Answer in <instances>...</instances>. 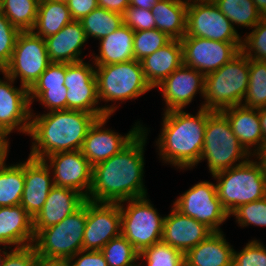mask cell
I'll use <instances>...</instances> for the list:
<instances>
[{"label":"cell","mask_w":266,"mask_h":266,"mask_svg":"<svg viewBox=\"0 0 266 266\" xmlns=\"http://www.w3.org/2000/svg\"><path fill=\"white\" fill-rule=\"evenodd\" d=\"M144 129L119 153L93 166L92 185L86 200L122 203L147 195L142 181L147 136Z\"/></svg>","instance_id":"obj_1"},{"label":"cell","mask_w":266,"mask_h":266,"mask_svg":"<svg viewBox=\"0 0 266 266\" xmlns=\"http://www.w3.org/2000/svg\"><path fill=\"white\" fill-rule=\"evenodd\" d=\"M98 117L78 110H54L31 119L29 134L35 142L30 157L80 150L89 128Z\"/></svg>","instance_id":"obj_2"},{"label":"cell","mask_w":266,"mask_h":266,"mask_svg":"<svg viewBox=\"0 0 266 266\" xmlns=\"http://www.w3.org/2000/svg\"><path fill=\"white\" fill-rule=\"evenodd\" d=\"M158 147L165 162L180 169L192 168L200 162L207 124V109L200 108L196 116L183 110L164 113Z\"/></svg>","instance_id":"obj_3"},{"label":"cell","mask_w":266,"mask_h":266,"mask_svg":"<svg viewBox=\"0 0 266 266\" xmlns=\"http://www.w3.org/2000/svg\"><path fill=\"white\" fill-rule=\"evenodd\" d=\"M250 58L240 51L220 69L205 75L202 108L221 111L241 105L249 84Z\"/></svg>","instance_id":"obj_4"},{"label":"cell","mask_w":266,"mask_h":266,"mask_svg":"<svg viewBox=\"0 0 266 266\" xmlns=\"http://www.w3.org/2000/svg\"><path fill=\"white\" fill-rule=\"evenodd\" d=\"M213 177L218 179V198L229 215L240 205L266 196V177L257 161H239V164L217 172Z\"/></svg>","instance_id":"obj_5"},{"label":"cell","mask_w":266,"mask_h":266,"mask_svg":"<svg viewBox=\"0 0 266 266\" xmlns=\"http://www.w3.org/2000/svg\"><path fill=\"white\" fill-rule=\"evenodd\" d=\"M87 220V200L73 214L58 224L42 229L33 243L39 257L68 260L83 250Z\"/></svg>","instance_id":"obj_6"},{"label":"cell","mask_w":266,"mask_h":266,"mask_svg":"<svg viewBox=\"0 0 266 266\" xmlns=\"http://www.w3.org/2000/svg\"><path fill=\"white\" fill-rule=\"evenodd\" d=\"M245 148L234 135L227 117L221 111L207 109V124L204 133V146L200 161L207 159L210 173L232 168L233 164L249 158ZM248 156V158H247Z\"/></svg>","instance_id":"obj_7"},{"label":"cell","mask_w":266,"mask_h":266,"mask_svg":"<svg viewBox=\"0 0 266 266\" xmlns=\"http://www.w3.org/2000/svg\"><path fill=\"white\" fill-rule=\"evenodd\" d=\"M95 75L98 100L124 101L134 99L152 89L144 76L141 62L135 59L117 64L96 66Z\"/></svg>","instance_id":"obj_8"},{"label":"cell","mask_w":266,"mask_h":266,"mask_svg":"<svg viewBox=\"0 0 266 266\" xmlns=\"http://www.w3.org/2000/svg\"><path fill=\"white\" fill-rule=\"evenodd\" d=\"M147 197L134 198L126 208L120 203L121 235L140 253L162 240L165 217H160ZM126 209V210H125Z\"/></svg>","instance_id":"obj_9"},{"label":"cell","mask_w":266,"mask_h":266,"mask_svg":"<svg viewBox=\"0 0 266 266\" xmlns=\"http://www.w3.org/2000/svg\"><path fill=\"white\" fill-rule=\"evenodd\" d=\"M50 63L45 40L32 31H21L3 72L14 80L20 77L21 85L29 90Z\"/></svg>","instance_id":"obj_10"},{"label":"cell","mask_w":266,"mask_h":266,"mask_svg":"<svg viewBox=\"0 0 266 266\" xmlns=\"http://www.w3.org/2000/svg\"><path fill=\"white\" fill-rule=\"evenodd\" d=\"M188 0L186 35L220 42L242 43L231 21L214 2Z\"/></svg>","instance_id":"obj_11"},{"label":"cell","mask_w":266,"mask_h":266,"mask_svg":"<svg viewBox=\"0 0 266 266\" xmlns=\"http://www.w3.org/2000/svg\"><path fill=\"white\" fill-rule=\"evenodd\" d=\"M64 86L67 88V109L96 115L98 118L110 116L116 107H96L99 103L95 69L83 61L66 63Z\"/></svg>","instance_id":"obj_12"},{"label":"cell","mask_w":266,"mask_h":266,"mask_svg":"<svg viewBox=\"0 0 266 266\" xmlns=\"http://www.w3.org/2000/svg\"><path fill=\"white\" fill-rule=\"evenodd\" d=\"M173 205L180 213L204 223L213 232H220L219 225L230 216L218 198L216 185L207 181L195 184Z\"/></svg>","instance_id":"obj_13"},{"label":"cell","mask_w":266,"mask_h":266,"mask_svg":"<svg viewBox=\"0 0 266 266\" xmlns=\"http://www.w3.org/2000/svg\"><path fill=\"white\" fill-rule=\"evenodd\" d=\"M181 43L183 64L203 75L220 69L241 51L242 46V43L220 42L200 37H183Z\"/></svg>","instance_id":"obj_14"},{"label":"cell","mask_w":266,"mask_h":266,"mask_svg":"<svg viewBox=\"0 0 266 266\" xmlns=\"http://www.w3.org/2000/svg\"><path fill=\"white\" fill-rule=\"evenodd\" d=\"M120 235V203H98L87 200L83 250H101L111 239Z\"/></svg>","instance_id":"obj_15"},{"label":"cell","mask_w":266,"mask_h":266,"mask_svg":"<svg viewBox=\"0 0 266 266\" xmlns=\"http://www.w3.org/2000/svg\"><path fill=\"white\" fill-rule=\"evenodd\" d=\"M53 168V183L58 187H67L76 190L86 199L92 185L93 166L83 156L80 150L58 152L47 156ZM86 188L85 191L83 189Z\"/></svg>","instance_id":"obj_16"},{"label":"cell","mask_w":266,"mask_h":266,"mask_svg":"<svg viewBox=\"0 0 266 266\" xmlns=\"http://www.w3.org/2000/svg\"><path fill=\"white\" fill-rule=\"evenodd\" d=\"M1 72L9 82L0 79V132L9 135L14 129H18L29 134L31 125L29 120L32 116L35 117L29 108L31 105L29 90L22 85L19 89L14 88L11 85L14 79Z\"/></svg>","instance_id":"obj_17"},{"label":"cell","mask_w":266,"mask_h":266,"mask_svg":"<svg viewBox=\"0 0 266 266\" xmlns=\"http://www.w3.org/2000/svg\"><path fill=\"white\" fill-rule=\"evenodd\" d=\"M109 116L98 118L89 128L80 151L92 166L105 161L125 148L143 129L136 124L124 137L112 130L101 129Z\"/></svg>","instance_id":"obj_18"},{"label":"cell","mask_w":266,"mask_h":266,"mask_svg":"<svg viewBox=\"0 0 266 266\" xmlns=\"http://www.w3.org/2000/svg\"><path fill=\"white\" fill-rule=\"evenodd\" d=\"M204 78L198 70L182 64L171 75L165 78L158 86L162 91L167 108L171 110H182L194 98L196 92L204 95ZM198 90V91H197Z\"/></svg>","instance_id":"obj_19"},{"label":"cell","mask_w":266,"mask_h":266,"mask_svg":"<svg viewBox=\"0 0 266 266\" xmlns=\"http://www.w3.org/2000/svg\"><path fill=\"white\" fill-rule=\"evenodd\" d=\"M164 218L162 242L184 254L198 243L205 240L213 231L204 223L183 215L174 207Z\"/></svg>","instance_id":"obj_20"},{"label":"cell","mask_w":266,"mask_h":266,"mask_svg":"<svg viewBox=\"0 0 266 266\" xmlns=\"http://www.w3.org/2000/svg\"><path fill=\"white\" fill-rule=\"evenodd\" d=\"M47 160L35 159L29 156L24 162L25 186L20 205L34 219L42 210L47 196L54 186L50 179Z\"/></svg>","instance_id":"obj_21"},{"label":"cell","mask_w":266,"mask_h":266,"mask_svg":"<svg viewBox=\"0 0 266 266\" xmlns=\"http://www.w3.org/2000/svg\"><path fill=\"white\" fill-rule=\"evenodd\" d=\"M86 201V198L76 190L67 187L53 186L45 204L33 219L35 236L44 228L58 224L67 216L73 214Z\"/></svg>","instance_id":"obj_22"},{"label":"cell","mask_w":266,"mask_h":266,"mask_svg":"<svg viewBox=\"0 0 266 266\" xmlns=\"http://www.w3.org/2000/svg\"><path fill=\"white\" fill-rule=\"evenodd\" d=\"M50 62L77 63L81 46L87 41L81 21L72 20L58 33L44 38Z\"/></svg>","instance_id":"obj_23"},{"label":"cell","mask_w":266,"mask_h":266,"mask_svg":"<svg viewBox=\"0 0 266 266\" xmlns=\"http://www.w3.org/2000/svg\"><path fill=\"white\" fill-rule=\"evenodd\" d=\"M34 240L33 218L20 204L0 207V245L20 248L32 245Z\"/></svg>","instance_id":"obj_24"},{"label":"cell","mask_w":266,"mask_h":266,"mask_svg":"<svg viewBox=\"0 0 266 266\" xmlns=\"http://www.w3.org/2000/svg\"><path fill=\"white\" fill-rule=\"evenodd\" d=\"M221 112L227 117L234 135L245 150L250 154L256 153L264 143L258 109L241 104L224 108ZM254 145L258 147L251 153L249 148Z\"/></svg>","instance_id":"obj_25"},{"label":"cell","mask_w":266,"mask_h":266,"mask_svg":"<svg viewBox=\"0 0 266 266\" xmlns=\"http://www.w3.org/2000/svg\"><path fill=\"white\" fill-rule=\"evenodd\" d=\"M140 62L147 82L155 88L183 64L181 40H171Z\"/></svg>","instance_id":"obj_26"},{"label":"cell","mask_w":266,"mask_h":266,"mask_svg":"<svg viewBox=\"0 0 266 266\" xmlns=\"http://www.w3.org/2000/svg\"><path fill=\"white\" fill-rule=\"evenodd\" d=\"M222 232H213L184 254L185 266H232L234 249Z\"/></svg>","instance_id":"obj_27"},{"label":"cell","mask_w":266,"mask_h":266,"mask_svg":"<svg viewBox=\"0 0 266 266\" xmlns=\"http://www.w3.org/2000/svg\"><path fill=\"white\" fill-rule=\"evenodd\" d=\"M188 0L158 1L152 8L156 29L172 40H181L186 35Z\"/></svg>","instance_id":"obj_28"},{"label":"cell","mask_w":266,"mask_h":266,"mask_svg":"<svg viewBox=\"0 0 266 266\" xmlns=\"http://www.w3.org/2000/svg\"><path fill=\"white\" fill-rule=\"evenodd\" d=\"M134 31L122 25L113 33L101 38L100 55L94 57L95 66H104L134 60Z\"/></svg>","instance_id":"obj_29"},{"label":"cell","mask_w":266,"mask_h":266,"mask_svg":"<svg viewBox=\"0 0 266 266\" xmlns=\"http://www.w3.org/2000/svg\"><path fill=\"white\" fill-rule=\"evenodd\" d=\"M72 20L67 3L40 0L32 32L44 39L58 33ZM35 29L38 31L35 32Z\"/></svg>","instance_id":"obj_30"},{"label":"cell","mask_w":266,"mask_h":266,"mask_svg":"<svg viewBox=\"0 0 266 266\" xmlns=\"http://www.w3.org/2000/svg\"><path fill=\"white\" fill-rule=\"evenodd\" d=\"M24 163L0 167V207L21 203L24 190Z\"/></svg>","instance_id":"obj_31"},{"label":"cell","mask_w":266,"mask_h":266,"mask_svg":"<svg viewBox=\"0 0 266 266\" xmlns=\"http://www.w3.org/2000/svg\"><path fill=\"white\" fill-rule=\"evenodd\" d=\"M40 0H0V10L20 31H32Z\"/></svg>","instance_id":"obj_32"},{"label":"cell","mask_w":266,"mask_h":266,"mask_svg":"<svg viewBox=\"0 0 266 266\" xmlns=\"http://www.w3.org/2000/svg\"><path fill=\"white\" fill-rule=\"evenodd\" d=\"M80 21L87 39L92 36L100 40L123 25V15L97 7Z\"/></svg>","instance_id":"obj_33"},{"label":"cell","mask_w":266,"mask_h":266,"mask_svg":"<svg viewBox=\"0 0 266 266\" xmlns=\"http://www.w3.org/2000/svg\"><path fill=\"white\" fill-rule=\"evenodd\" d=\"M214 3L232 24L253 28L263 18L253 0H215Z\"/></svg>","instance_id":"obj_34"},{"label":"cell","mask_w":266,"mask_h":266,"mask_svg":"<svg viewBox=\"0 0 266 266\" xmlns=\"http://www.w3.org/2000/svg\"><path fill=\"white\" fill-rule=\"evenodd\" d=\"M249 108L266 107V61L250 59L249 84L243 99Z\"/></svg>","instance_id":"obj_35"},{"label":"cell","mask_w":266,"mask_h":266,"mask_svg":"<svg viewBox=\"0 0 266 266\" xmlns=\"http://www.w3.org/2000/svg\"><path fill=\"white\" fill-rule=\"evenodd\" d=\"M100 251L108 266H139L134 264L139 259V252L122 235L111 239Z\"/></svg>","instance_id":"obj_36"},{"label":"cell","mask_w":266,"mask_h":266,"mask_svg":"<svg viewBox=\"0 0 266 266\" xmlns=\"http://www.w3.org/2000/svg\"><path fill=\"white\" fill-rule=\"evenodd\" d=\"M142 257L147 266H185L184 253L162 241L143 249L139 259Z\"/></svg>","instance_id":"obj_37"},{"label":"cell","mask_w":266,"mask_h":266,"mask_svg":"<svg viewBox=\"0 0 266 266\" xmlns=\"http://www.w3.org/2000/svg\"><path fill=\"white\" fill-rule=\"evenodd\" d=\"M171 40V38L156 28L134 32V59L141 61L158 49L164 47Z\"/></svg>","instance_id":"obj_38"},{"label":"cell","mask_w":266,"mask_h":266,"mask_svg":"<svg viewBox=\"0 0 266 266\" xmlns=\"http://www.w3.org/2000/svg\"><path fill=\"white\" fill-rule=\"evenodd\" d=\"M241 51L250 59L266 61V17L242 40Z\"/></svg>","instance_id":"obj_39"},{"label":"cell","mask_w":266,"mask_h":266,"mask_svg":"<svg viewBox=\"0 0 266 266\" xmlns=\"http://www.w3.org/2000/svg\"><path fill=\"white\" fill-rule=\"evenodd\" d=\"M231 214L236 216L237 222L243 227L250 224L266 226V196L240 205Z\"/></svg>","instance_id":"obj_40"},{"label":"cell","mask_w":266,"mask_h":266,"mask_svg":"<svg viewBox=\"0 0 266 266\" xmlns=\"http://www.w3.org/2000/svg\"><path fill=\"white\" fill-rule=\"evenodd\" d=\"M21 31L14 27L0 10V71L10 63L17 37Z\"/></svg>","instance_id":"obj_41"},{"label":"cell","mask_w":266,"mask_h":266,"mask_svg":"<svg viewBox=\"0 0 266 266\" xmlns=\"http://www.w3.org/2000/svg\"><path fill=\"white\" fill-rule=\"evenodd\" d=\"M232 266H266V248L257 240L249 242L239 253L233 251Z\"/></svg>","instance_id":"obj_42"},{"label":"cell","mask_w":266,"mask_h":266,"mask_svg":"<svg viewBox=\"0 0 266 266\" xmlns=\"http://www.w3.org/2000/svg\"><path fill=\"white\" fill-rule=\"evenodd\" d=\"M66 75V63L51 62L39 79L29 90H49L63 88Z\"/></svg>","instance_id":"obj_43"},{"label":"cell","mask_w":266,"mask_h":266,"mask_svg":"<svg viewBox=\"0 0 266 266\" xmlns=\"http://www.w3.org/2000/svg\"><path fill=\"white\" fill-rule=\"evenodd\" d=\"M67 88H50L49 90H29L30 103L36 98L50 111L67 110Z\"/></svg>","instance_id":"obj_44"},{"label":"cell","mask_w":266,"mask_h":266,"mask_svg":"<svg viewBox=\"0 0 266 266\" xmlns=\"http://www.w3.org/2000/svg\"><path fill=\"white\" fill-rule=\"evenodd\" d=\"M122 15L123 24L134 32L156 28V21L151 10L129 6Z\"/></svg>","instance_id":"obj_45"},{"label":"cell","mask_w":266,"mask_h":266,"mask_svg":"<svg viewBox=\"0 0 266 266\" xmlns=\"http://www.w3.org/2000/svg\"><path fill=\"white\" fill-rule=\"evenodd\" d=\"M2 253L5 256L2 257L0 266H35L39 257L33 244L14 248L9 253L5 251Z\"/></svg>","instance_id":"obj_46"},{"label":"cell","mask_w":266,"mask_h":266,"mask_svg":"<svg viewBox=\"0 0 266 266\" xmlns=\"http://www.w3.org/2000/svg\"><path fill=\"white\" fill-rule=\"evenodd\" d=\"M78 255H80V257L72 264L71 262ZM68 262L70 266H108L105 257L100 250H81L68 259Z\"/></svg>","instance_id":"obj_47"},{"label":"cell","mask_w":266,"mask_h":266,"mask_svg":"<svg viewBox=\"0 0 266 266\" xmlns=\"http://www.w3.org/2000/svg\"><path fill=\"white\" fill-rule=\"evenodd\" d=\"M68 9L73 20L80 21L98 7L97 0H68Z\"/></svg>","instance_id":"obj_48"},{"label":"cell","mask_w":266,"mask_h":266,"mask_svg":"<svg viewBox=\"0 0 266 266\" xmlns=\"http://www.w3.org/2000/svg\"><path fill=\"white\" fill-rule=\"evenodd\" d=\"M98 7L123 14L130 6L129 0H97Z\"/></svg>","instance_id":"obj_49"},{"label":"cell","mask_w":266,"mask_h":266,"mask_svg":"<svg viewBox=\"0 0 266 266\" xmlns=\"http://www.w3.org/2000/svg\"><path fill=\"white\" fill-rule=\"evenodd\" d=\"M8 134L0 132V167L5 164V159L8 153L9 142L7 139Z\"/></svg>","instance_id":"obj_50"},{"label":"cell","mask_w":266,"mask_h":266,"mask_svg":"<svg viewBox=\"0 0 266 266\" xmlns=\"http://www.w3.org/2000/svg\"><path fill=\"white\" fill-rule=\"evenodd\" d=\"M35 266H70L68 260L44 259L38 257Z\"/></svg>","instance_id":"obj_51"},{"label":"cell","mask_w":266,"mask_h":266,"mask_svg":"<svg viewBox=\"0 0 266 266\" xmlns=\"http://www.w3.org/2000/svg\"><path fill=\"white\" fill-rule=\"evenodd\" d=\"M157 0H131L130 6L151 10V8L157 3Z\"/></svg>","instance_id":"obj_52"},{"label":"cell","mask_w":266,"mask_h":266,"mask_svg":"<svg viewBox=\"0 0 266 266\" xmlns=\"http://www.w3.org/2000/svg\"><path fill=\"white\" fill-rule=\"evenodd\" d=\"M252 155L258 156L257 158H259L260 161L259 164L261 165L263 174L266 177V142H264L261 148Z\"/></svg>","instance_id":"obj_53"},{"label":"cell","mask_w":266,"mask_h":266,"mask_svg":"<svg viewBox=\"0 0 266 266\" xmlns=\"http://www.w3.org/2000/svg\"><path fill=\"white\" fill-rule=\"evenodd\" d=\"M258 113H259V118L261 122L264 142H266V107L259 108Z\"/></svg>","instance_id":"obj_54"},{"label":"cell","mask_w":266,"mask_h":266,"mask_svg":"<svg viewBox=\"0 0 266 266\" xmlns=\"http://www.w3.org/2000/svg\"><path fill=\"white\" fill-rule=\"evenodd\" d=\"M253 2L262 16L266 17V0H253Z\"/></svg>","instance_id":"obj_55"},{"label":"cell","mask_w":266,"mask_h":266,"mask_svg":"<svg viewBox=\"0 0 266 266\" xmlns=\"http://www.w3.org/2000/svg\"><path fill=\"white\" fill-rule=\"evenodd\" d=\"M51 1L62 2V3H67L68 2V0H51Z\"/></svg>","instance_id":"obj_56"},{"label":"cell","mask_w":266,"mask_h":266,"mask_svg":"<svg viewBox=\"0 0 266 266\" xmlns=\"http://www.w3.org/2000/svg\"><path fill=\"white\" fill-rule=\"evenodd\" d=\"M194 1H208V2H214L215 0H194Z\"/></svg>","instance_id":"obj_57"},{"label":"cell","mask_w":266,"mask_h":266,"mask_svg":"<svg viewBox=\"0 0 266 266\" xmlns=\"http://www.w3.org/2000/svg\"><path fill=\"white\" fill-rule=\"evenodd\" d=\"M2 249H0V251H1ZM1 261H2V256L0 255V265H1Z\"/></svg>","instance_id":"obj_58"}]
</instances>
